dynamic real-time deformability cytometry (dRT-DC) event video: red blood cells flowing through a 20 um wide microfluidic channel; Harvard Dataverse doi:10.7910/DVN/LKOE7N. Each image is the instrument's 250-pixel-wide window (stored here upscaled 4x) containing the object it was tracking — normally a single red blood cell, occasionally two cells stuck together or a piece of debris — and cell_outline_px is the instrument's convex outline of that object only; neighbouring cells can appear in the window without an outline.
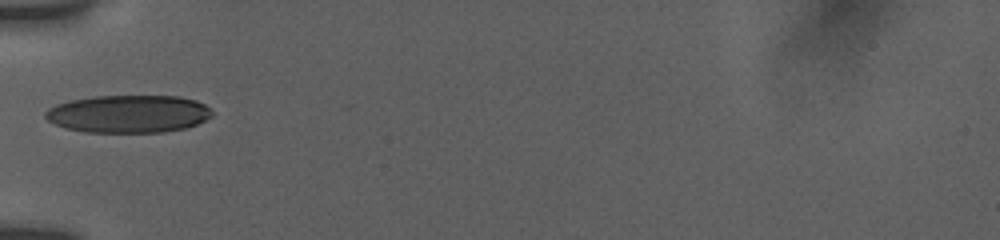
{"species": "human", "species_latin": "Homo sapiens", "temperature_condition": "room temperature", "stored_images_in_passage": 7, "camera_frame_rate_fps": 3000, "um_per_image_px": 0.085, "donor": {"sex": "female"}, "frame": {"image": 1, "passage_image": 1, "time_ms": 0.0, "image_size_px": [1000, 240], "cell_outline_px": [[212, 116], [196, 124], [184, 128], [164, 132], [84, 132], [64, 128], [48, 120], [44, 116], [44, 112], [48, 108], [56, 104], [72, 100], [96, 96], [180, 96], [196, 100], [204, 104], [212, 112]], "centroid_in_image_um": [10.9, 9.68], "position_along_channel_um": 74.1, "area_um2": 36.59}}
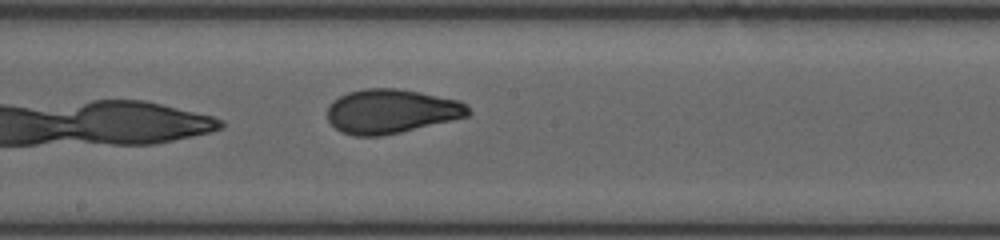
{"frame": {"image": 2, "passage_image": 7, "time_ms": 2.0, "image_size_px": [1000, 240], "cell_outline_px": [[472, 112], [468, 116], [452, 120], [400, 132], [380, 136], [356, 136], [340, 132], [328, 120], [328, 104], [332, 100], [348, 92], [364, 88], [396, 88], [420, 92], [460, 100]], "centroid_in_image_um": [33.23, 9.45], "position_along_channel_um": 215.0, "area_um2": 36.3}}